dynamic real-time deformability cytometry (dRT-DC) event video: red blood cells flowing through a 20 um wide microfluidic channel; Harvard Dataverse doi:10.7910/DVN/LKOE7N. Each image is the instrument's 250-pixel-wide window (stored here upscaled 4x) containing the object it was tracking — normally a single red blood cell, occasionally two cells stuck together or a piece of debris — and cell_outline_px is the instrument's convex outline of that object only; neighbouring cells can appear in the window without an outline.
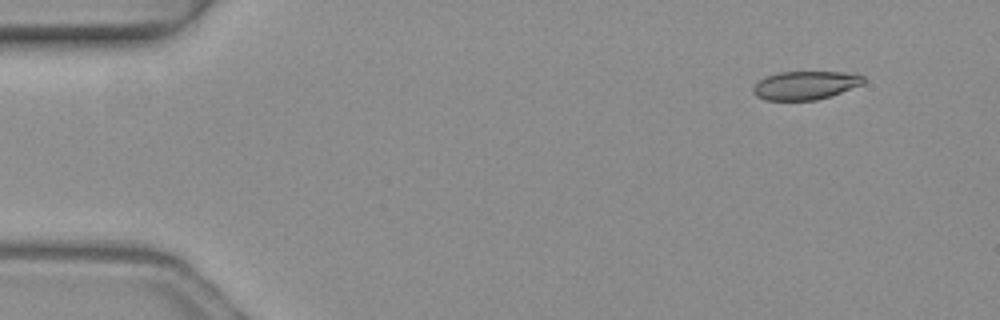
{"species": "common noctule bat (a hibernating species)", "species_latin": "Nyctalus noctula", "temperature_condition": "warm", "stored_images_in_passage": 3, "camera_frame_rate_fps": 3000, "um_per_image_px": 0.085, "animal": {"sex": "female", "body_mass_g": 19.3, "forearm_length_mm": 54.1}, "frame": {"image": 1, "passage_image": 1, "time_ms": 0.0, "image_size_px": [1000, 320], "cell_outline_px": [[864, 84], [832, 96], [816, 100], [764, 100], [756, 96], [752, 92], [752, 88], [760, 80], [768, 76], [780, 72], [840, 72], [864, 76]], "centroid_in_image_um": [68.46, 7.26], "position_along_channel_um": 16.5, "area_um2": 18.26}}
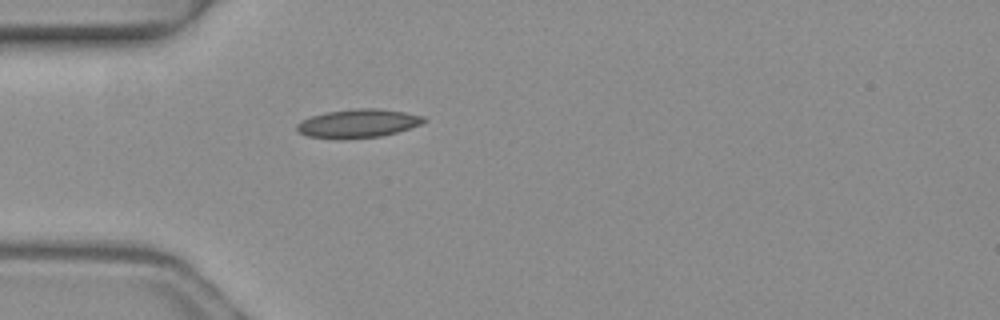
{"frame": {"image": 2, "passage_image": 3, "time_ms": 0.667, "image_size_px": [1000, 320], "cell_outline_px": [[428, 120], [420, 124], [396, 132], [380, 136], [344, 140], [340, 140], [308, 136], [300, 132], [296, 128], [296, 124], [300, 120], [312, 116], [328, 112], [352, 108], [380, 108], [404, 112], [424, 116]], "centroid_in_image_um": [30.41, 10.49], "position_along_channel_um": 54.6, "area_um2": 21.27}}